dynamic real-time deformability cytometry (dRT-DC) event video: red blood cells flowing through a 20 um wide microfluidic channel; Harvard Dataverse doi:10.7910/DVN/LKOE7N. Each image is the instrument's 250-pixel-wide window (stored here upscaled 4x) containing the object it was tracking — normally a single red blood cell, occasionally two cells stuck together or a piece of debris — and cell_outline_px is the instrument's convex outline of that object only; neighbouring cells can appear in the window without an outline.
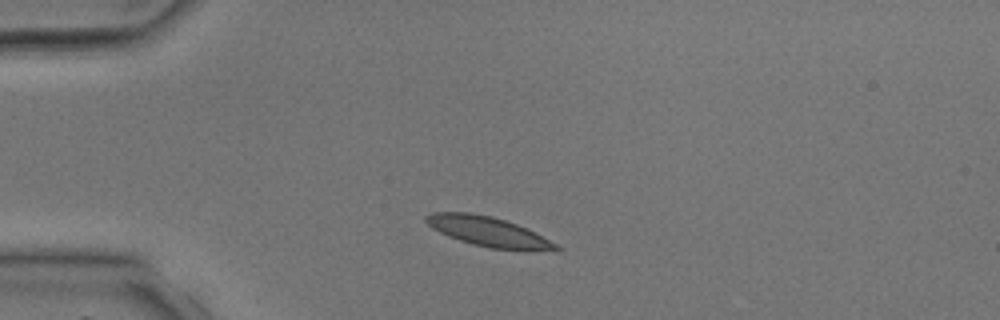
{"species": "common noctule bat (a hibernating species)", "species_latin": "Nyctalus noctula", "temperature_condition": "room temperature", "stored_images_in_passage": 2, "camera_frame_rate_fps": 3000, "um_per_image_px": 0.085, "animal": {"sex": "male", "body_mass_g": 17.9, "forearm_length_mm": 54.2}, "frame": {"image": 1, "passage_image": 2, "time_ms": 1.333, "image_size_px": [1000, 320], "cell_outline_px": [[560, 248], [488, 248], [472, 244], [448, 236], [432, 228], [424, 220], [424, 216], [432, 212], [468, 212], [492, 216], [516, 224], [556, 244]], "centroid_in_image_um": [41.28, 19.62], "position_along_channel_um": 43.7, "area_um2": 21.33}}